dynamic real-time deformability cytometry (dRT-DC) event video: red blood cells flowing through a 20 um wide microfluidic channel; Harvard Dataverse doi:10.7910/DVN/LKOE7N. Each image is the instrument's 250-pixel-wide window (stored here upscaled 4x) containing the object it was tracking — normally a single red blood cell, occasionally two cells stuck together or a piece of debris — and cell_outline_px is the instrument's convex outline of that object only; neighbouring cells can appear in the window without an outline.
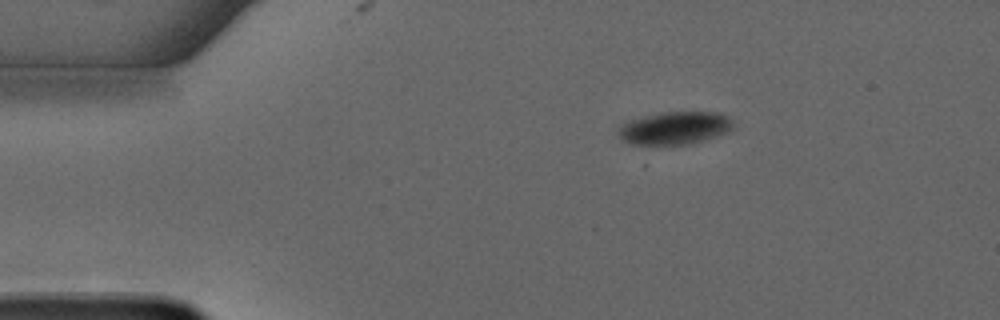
{"species": "common noctule bat (a hibernating species)", "species_latin": "Nyctalus noctula", "temperature_condition": "warm", "stored_images_in_passage": 8, "camera_frame_rate_fps": 3000, "um_per_image_px": 0.085, "animal": {"sex": "male", "forearm_length_mm": 52.5}, "frame": {"image": 1, "passage_image": 1, "time_ms": 0.0, "image_size_px": [1000, 320], "cell_outline_px": [[732, 128], [728, 132], [704, 140], [688, 144], [644, 148], [628, 144], [620, 136], [620, 124], [644, 116], [660, 112], [720, 112], [728, 116], [732, 120]], "centroid_in_image_um": [57.32, 10.93], "position_along_channel_um": 27.7, "area_um2": 22.6}}